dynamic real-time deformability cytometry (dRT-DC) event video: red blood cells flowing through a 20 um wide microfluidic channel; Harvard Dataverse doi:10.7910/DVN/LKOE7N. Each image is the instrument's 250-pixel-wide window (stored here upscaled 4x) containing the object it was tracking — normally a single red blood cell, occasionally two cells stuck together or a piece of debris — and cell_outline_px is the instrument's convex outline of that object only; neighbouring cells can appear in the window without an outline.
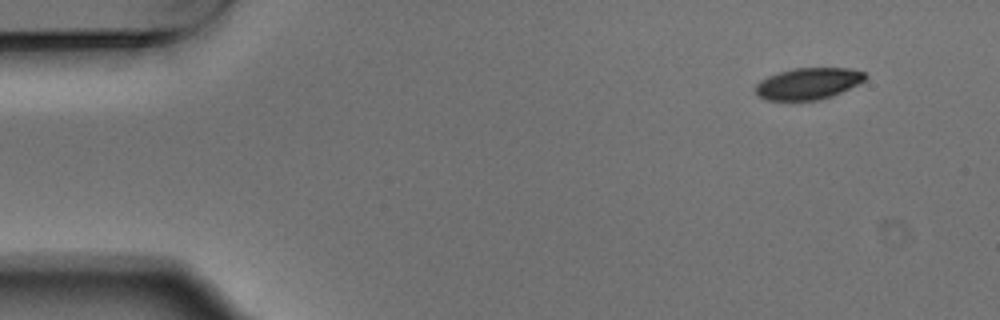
{"species": "Egyptian fruit bat (a non-hibernating species)", "species_latin": "Rousettus aegyptiacus", "temperature_condition": "warm", "stored_images_in_passage": 4, "camera_frame_rate_fps": 3000, "um_per_image_px": 0.085, "animal": {"sex": "male"}, "frame": {"image": 1, "passage_image": 1, "time_ms": 0.0, "image_size_px": [1000, 320], "cell_outline_px": [[868, 76], [864, 80], [832, 96], [820, 100], [764, 100], [756, 92], [756, 84], [760, 80], [768, 76], [792, 68], [848, 68], [864, 72]], "centroid_in_image_um": [68.68, 7.1], "position_along_channel_um": 16.3, "area_um2": 20.0}}
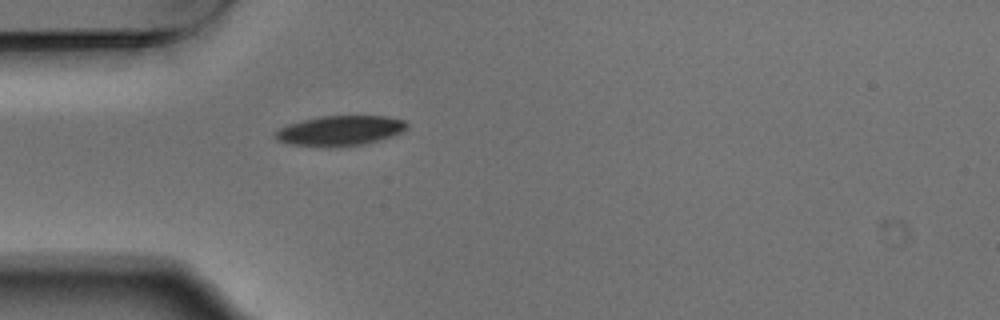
{"frame": {"image": 2, "passage_image": 4, "time_ms": 1.0, "image_size_px": [1000, 320], "cell_outline_px": [[408, 128], [392, 136], [380, 140], [364, 144], [336, 148], [328, 148], [288, 144], [276, 140], [276, 132], [280, 128], [288, 124], [320, 116], [384, 116], [404, 120], [408, 124]], "centroid_in_image_um": [28.9, 11.13], "position_along_channel_um": 56.1, "area_um2": 23.24}}